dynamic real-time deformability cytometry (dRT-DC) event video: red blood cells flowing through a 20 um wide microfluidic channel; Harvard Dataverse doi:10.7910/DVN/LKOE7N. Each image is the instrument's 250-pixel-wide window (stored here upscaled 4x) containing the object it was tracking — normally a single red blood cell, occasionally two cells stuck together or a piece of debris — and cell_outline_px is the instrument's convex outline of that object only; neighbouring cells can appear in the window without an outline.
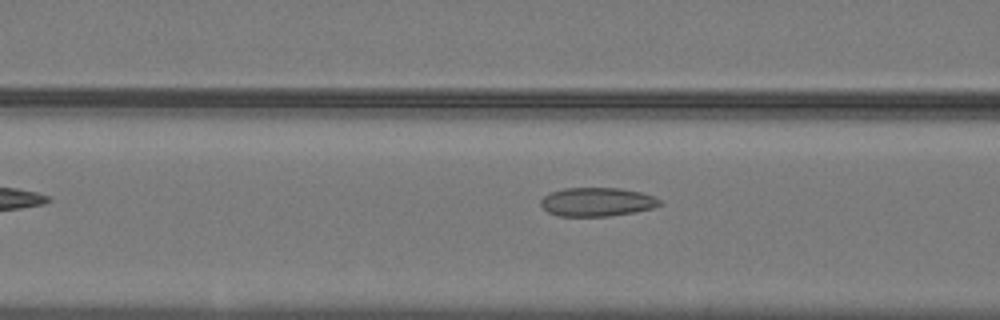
{"species": "common noctule bat (a hibernating species)", "species_latin": "Nyctalus noctula", "temperature_condition": "warm", "stored_images_in_passage": 5, "camera_frame_rate_fps": 3000, "um_per_image_px": 0.085, "animal": {"sex": "male", "body_mass_g": 19.2, "forearm_length_mm": 51.8}, "frame": {"image": 1, "passage_image": 4, "time_ms": 1.0, "image_size_px": [1000, 320], "cell_outline_px": [[664, 204], [656, 208], [636, 212], [608, 216], [560, 216], [548, 212], [540, 204], [540, 200], [548, 192], [564, 188], [620, 188], [640, 192], [652, 196], [660, 200]], "centroid_in_image_um": [50.76, 17.16], "position_along_channel_um": 115.8, "area_um2": 20.11}}